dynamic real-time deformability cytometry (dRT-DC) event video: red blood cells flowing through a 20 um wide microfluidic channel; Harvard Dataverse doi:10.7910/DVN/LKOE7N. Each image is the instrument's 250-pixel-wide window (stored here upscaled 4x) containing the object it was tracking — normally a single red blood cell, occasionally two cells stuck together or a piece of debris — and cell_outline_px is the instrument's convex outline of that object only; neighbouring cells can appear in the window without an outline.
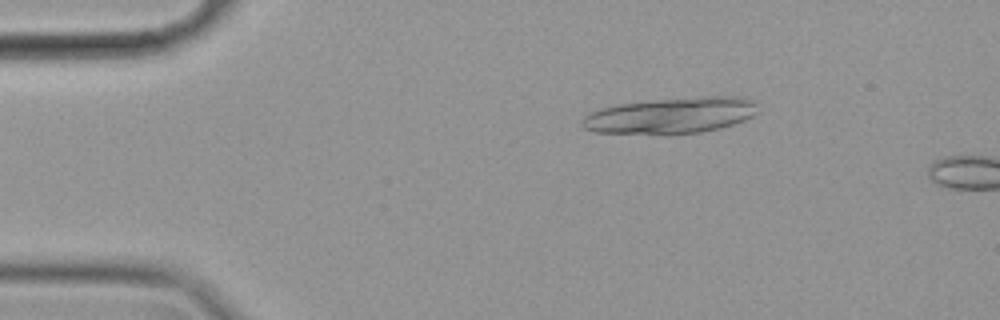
{"species": "common noctule bat (a hibernating species)", "species_latin": "Nyctalus noctula", "temperature_condition": "cold", "stored_images_in_passage": 12, "camera_frame_rate_fps": 3000, "um_per_image_px": 0.085, "animal": {"sex": "female", "body_mass_g": 19.9}, "frame": {"image": 1, "passage_image": 9, "time_ms": 2.667, "image_size_px": [1000, 320], "cell_outline_px": [[756, 112], [752, 116], [744, 120], [720, 128], [700, 132], [668, 136], [660, 136], [596, 132], [584, 128], [580, 124], [580, 120], [588, 112], [600, 108], [620, 104], [660, 100], [704, 96], [740, 96], [756, 100]], "centroid_in_image_um": [56.99, 9.85], "position_along_channel_um": 28.0, "area_um2": 37.63}}